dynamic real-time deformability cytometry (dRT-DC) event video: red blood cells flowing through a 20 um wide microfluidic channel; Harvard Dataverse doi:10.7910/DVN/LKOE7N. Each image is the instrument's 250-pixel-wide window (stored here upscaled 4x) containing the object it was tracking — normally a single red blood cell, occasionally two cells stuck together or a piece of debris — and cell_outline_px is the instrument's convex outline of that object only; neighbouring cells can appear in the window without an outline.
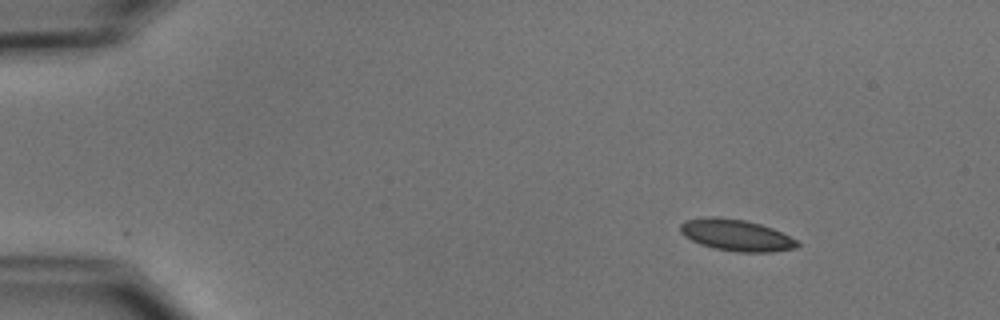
{"species": "common noctule bat (a hibernating species)", "species_latin": "Nyctalus noctula", "temperature_condition": "cold", "stored_images_in_passage": 48, "camera_frame_rate_fps": 3000, "um_per_image_px": 0.085, "animal": {"sex": "male", "body_mass_g": 15.6}, "frame": {"image": 1, "passage_image": 1, "time_ms": 0.0, "image_size_px": [1000, 320], "cell_outline_px": [[800, 244], [796, 248], [772, 252], [740, 252], [716, 248], [700, 244], [684, 236], [680, 232], [680, 224], [684, 220], [712, 216], [744, 220], [760, 224], [772, 228], [796, 240]], "centroid_in_image_um": [62.56, 19.99], "position_along_channel_um": 22.4, "area_um2": 21.27}}
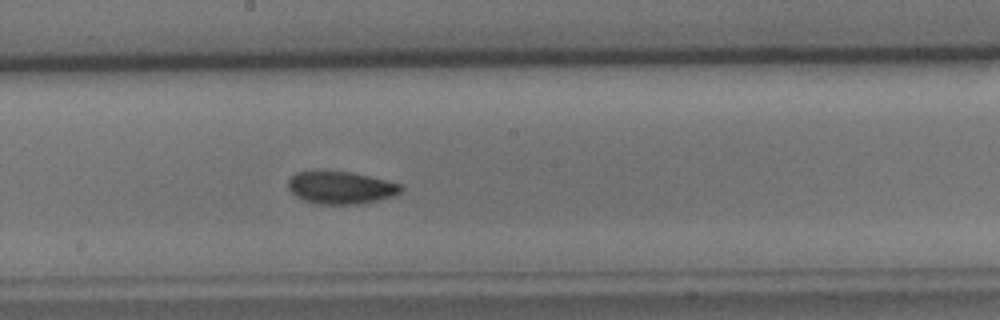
{"frame": {"image": 2, "passage_image": 24, "time_ms": 7.667, "image_size_px": [1000, 320], "cell_outline_px": [[404, 188], [400, 192], [392, 196], [360, 204], [320, 204], [304, 200], [296, 196], [288, 188], [288, 180], [296, 172], [348, 172], [368, 176], [404, 184]], "centroid_in_image_um": [28.99, 15.96], "position_along_channel_um": 219.2, "area_um2": 21.04}}
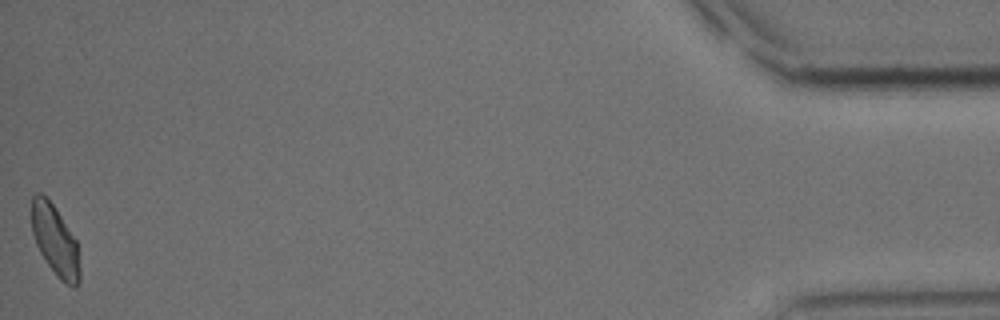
{"frame": {"image": 3, "passage_image": 48, "time_ms": 15.667, "image_size_px": [1000, 320], "cell_outline_px": [[80, 280], [76, 288], [72, 288], [60, 280], [56, 276], [40, 252], [36, 244], [32, 232], [32, 196], [36, 192], [40, 192], [52, 204], [76, 240], [80, 268]], "centroid_in_image_um": [4.69, 20.49], "position_along_channel_um": 430.5, "area_um2": 19.59}, "authors_computed_cell_mechanics": {"area_um2": 21.0103, "velocity_mm_per_s": 3.7327, "shape_relaxation_time_tau1_ms": 4.1186, "shape_relaxation_time_tau2_ms": 3.5139, "deformation_change_tau1": 0.0933, "deformation_change_tau2": 0.0588}}